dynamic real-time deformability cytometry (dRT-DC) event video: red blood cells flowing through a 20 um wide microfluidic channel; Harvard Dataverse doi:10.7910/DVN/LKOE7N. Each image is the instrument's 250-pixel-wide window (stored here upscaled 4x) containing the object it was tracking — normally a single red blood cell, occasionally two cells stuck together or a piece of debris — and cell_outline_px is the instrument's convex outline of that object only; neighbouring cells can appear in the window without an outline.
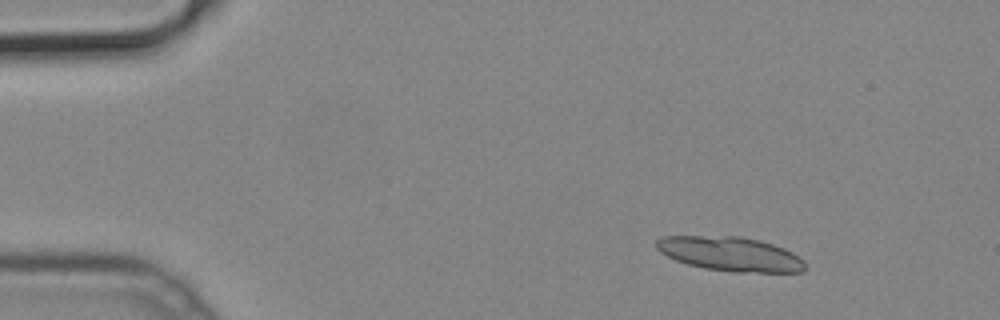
{"species": "common noctule bat (a hibernating species)", "species_latin": "Nyctalus noctula", "temperature_condition": "cold", "stored_images_in_passage": 15, "camera_frame_rate_fps": 3000, "um_per_image_px": 0.085, "animal": {"sex": "male", "body_mass_g": 19.2, "forearm_length_mm": 51.8}, "frame": {"image": 1, "passage_image": 7, "time_ms": 2.0, "image_size_px": [1000, 320], "cell_outline_px": [[804, 272], [732, 272], [704, 268], [688, 264], [676, 260], [660, 252], [656, 248], [656, 240], [664, 236], [740, 236], [760, 240], [784, 248], [792, 252], [804, 260]], "centroid_in_image_um": [62.08, 21.58], "position_along_channel_um": 22.9, "area_um2": 29.71}}